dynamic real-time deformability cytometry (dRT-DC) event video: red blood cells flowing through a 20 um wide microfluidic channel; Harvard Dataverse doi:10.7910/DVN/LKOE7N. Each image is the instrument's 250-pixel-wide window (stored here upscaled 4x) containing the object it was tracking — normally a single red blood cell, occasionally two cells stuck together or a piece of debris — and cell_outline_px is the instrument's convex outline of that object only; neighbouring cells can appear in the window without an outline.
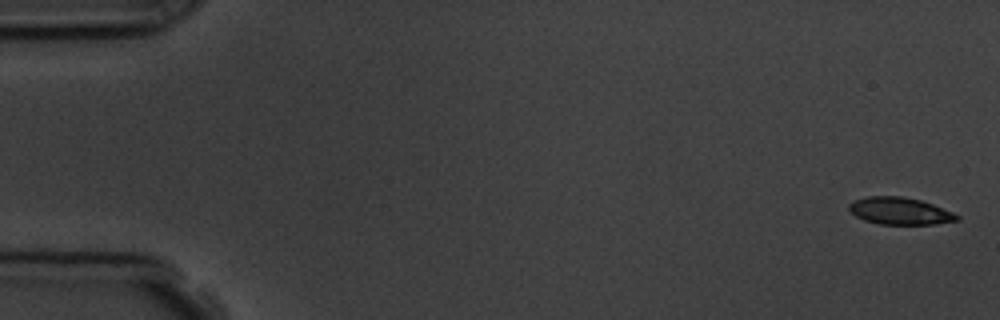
{"species": "common noctule bat (a hibernating species)", "species_latin": "Nyctalus noctula", "temperature_condition": "room temperature", "stored_images_in_passage": 7, "camera_frame_rate_fps": 3000, "um_per_image_px": 0.085, "animal": {"sex": "male", "body_mass_g": 19.5, "forearm_length_mm": 54.6}, "frame": {"image": 1, "passage_image": 1, "time_ms": 0.0, "image_size_px": [1000, 320], "cell_outline_px": [[960, 220], [936, 224], [880, 224], [864, 220], [856, 216], [848, 208], [848, 204], [852, 200], [868, 196], [900, 196], [920, 200], [932, 204], [952, 212], [960, 216]], "centroid_in_image_um": [76.48, 17.93], "position_along_channel_um": 8.5, "area_um2": 17.05}}
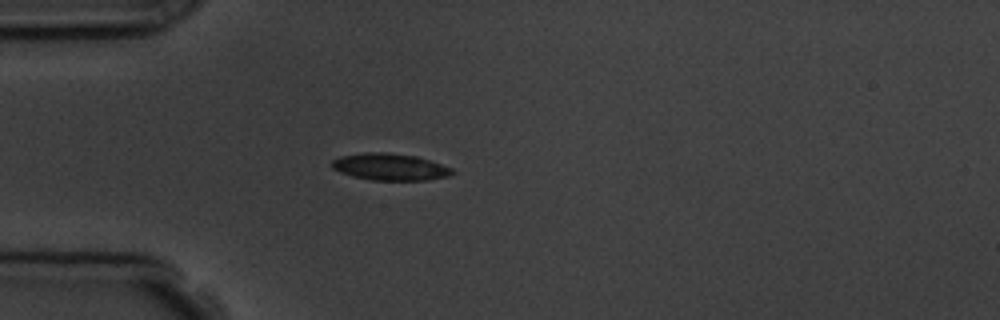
{"frame": {"image": 2, "passage_image": 5, "time_ms": 4.667, "image_size_px": [1000, 320], "cell_outline_px": [[456, 172], [448, 176], [428, 180], [372, 180], [352, 176], [340, 172], [332, 168], [332, 160], [340, 156], [364, 152], [388, 152], [416, 156], [452, 168]], "centroid_in_image_um": [33.14, 14.18], "position_along_channel_um": 51.9, "area_um2": 18.84}}